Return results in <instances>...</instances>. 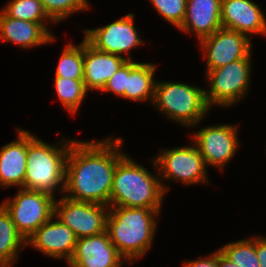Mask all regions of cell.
<instances>
[{
  "label": "cell",
  "instance_id": "6da1fadb",
  "mask_svg": "<svg viewBox=\"0 0 266 267\" xmlns=\"http://www.w3.org/2000/svg\"><path fill=\"white\" fill-rule=\"evenodd\" d=\"M122 143L121 138L74 141L66 160L65 197L110 207L115 168L125 155Z\"/></svg>",
  "mask_w": 266,
  "mask_h": 267
},
{
  "label": "cell",
  "instance_id": "ba28073f",
  "mask_svg": "<svg viewBox=\"0 0 266 267\" xmlns=\"http://www.w3.org/2000/svg\"><path fill=\"white\" fill-rule=\"evenodd\" d=\"M152 161L154 167H158L157 176L163 177L162 180H178L186 185L208 182L206 164L194 145L162 149Z\"/></svg>",
  "mask_w": 266,
  "mask_h": 267
},
{
  "label": "cell",
  "instance_id": "ffe728a7",
  "mask_svg": "<svg viewBox=\"0 0 266 267\" xmlns=\"http://www.w3.org/2000/svg\"><path fill=\"white\" fill-rule=\"evenodd\" d=\"M156 65L152 63H137L130 60V73L122 98L133 101L151 100L153 103L155 84L154 73Z\"/></svg>",
  "mask_w": 266,
  "mask_h": 267
},
{
  "label": "cell",
  "instance_id": "ac0fdd59",
  "mask_svg": "<svg viewBox=\"0 0 266 267\" xmlns=\"http://www.w3.org/2000/svg\"><path fill=\"white\" fill-rule=\"evenodd\" d=\"M48 23H33L26 20L8 17L0 12V40L20 45L22 49L51 43L55 40Z\"/></svg>",
  "mask_w": 266,
  "mask_h": 267
},
{
  "label": "cell",
  "instance_id": "52a82bcc",
  "mask_svg": "<svg viewBox=\"0 0 266 267\" xmlns=\"http://www.w3.org/2000/svg\"><path fill=\"white\" fill-rule=\"evenodd\" d=\"M251 58L230 62L227 65L206 71L210 89L205 90L208 106H232L246 96L251 77Z\"/></svg>",
  "mask_w": 266,
  "mask_h": 267
},
{
  "label": "cell",
  "instance_id": "30bf717a",
  "mask_svg": "<svg viewBox=\"0 0 266 267\" xmlns=\"http://www.w3.org/2000/svg\"><path fill=\"white\" fill-rule=\"evenodd\" d=\"M133 22L134 14H127L104 27L84 30V38L97 50L121 57L128 53L130 61L129 51L143 42Z\"/></svg>",
  "mask_w": 266,
  "mask_h": 267
},
{
  "label": "cell",
  "instance_id": "7402d4cb",
  "mask_svg": "<svg viewBox=\"0 0 266 267\" xmlns=\"http://www.w3.org/2000/svg\"><path fill=\"white\" fill-rule=\"evenodd\" d=\"M55 89L61 104L72 115L76 114L88 91L83 80L61 77H55Z\"/></svg>",
  "mask_w": 266,
  "mask_h": 267
},
{
  "label": "cell",
  "instance_id": "2e32d148",
  "mask_svg": "<svg viewBox=\"0 0 266 267\" xmlns=\"http://www.w3.org/2000/svg\"><path fill=\"white\" fill-rule=\"evenodd\" d=\"M127 57L97 50L83 40V82L86 89L102 90L108 80L124 65Z\"/></svg>",
  "mask_w": 266,
  "mask_h": 267
},
{
  "label": "cell",
  "instance_id": "3957f363",
  "mask_svg": "<svg viewBox=\"0 0 266 267\" xmlns=\"http://www.w3.org/2000/svg\"><path fill=\"white\" fill-rule=\"evenodd\" d=\"M161 181V178L125 154L115 168L110 206L139 207L161 212L162 199L169 190Z\"/></svg>",
  "mask_w": 266,
  "mask_h": 267
},
{
  "label": "cell",
  "instance_id": "603a6c76",
  "mask_svg": "<svg viewBox=\"0 0 266 267\" xmlns=\"http://www.w3.org/2000/svg\"><path fill=\"white\" fill-rule=\"evenodd\" d=\"M83 41L79 45L67 44L59 59L55 77L83 80Z\"/></svg>",
  "mask_w": 266,
  "mask_h": 267
},
{
  "label": "cell",
  "instance_id": "e0dca14e",
  "mask_svg": "<svg viewBox=\"0 0 266 267\" xmlns=\"http://www.w3.org/2000/svg\"><path fill=\"white\" fill-rule=\"evenodd\" d=\"M220 28L221 0H187L185 18L178 30L194 32L201 40Z\"/></svg>",
  "mask_w": 266,
  "mask_h": 267
},
{
  "label": "cell",
  "instance_id": "4fadbf2b",
  "mask_svg": "<svg viewBox=\"0 0 266 267\" xmlns=\"http://www.w3.org/2000/svg\"><path fill=\"white\" fill-rule=\"evenodd\" d=\"M121 258L124 259L105 231L77 239L68 265L69 267H122L126 260Z\"/></svg>",
  "mask_w": 266,
  "mask_h": 267
},
{
  "label": "cell",
  "instance_id": "cb8c5ba5",
  "mask_svg": "<svg viewBox=\"0 0 266 267\" xmlns=\"http://www.w3.org/2000/svg\"><path fill=\"white\" fill-rule=\"evenodd\" d=\"M8 17L33 23H45L50 20L40 0H10L2 10Z\"/></svg>",
  "mask_w": 266,
  "mask_h": 267
},
{
  "label": "cell",
  "instance_id": "5b68a950",
  "mask_svg": "<svg viewBox=\"0 0 266 267\" xmlns=\"http://www.w3.org/2000/svg\"><path fill=\"white\" fill-rule=\"evenodd\" d=\"M153 103L165 116L185 127H195L210 109L205 90L183 82H156Z\"/></svg>",
  "mask_w": 266,
  "mask_h": 267
},
{
  "label": "cell",
  "instance_id": "d6986e66",
  "mask_svg": "<svg viewBox=\"0 0 266 267\" xmlns=\"http://www.w3.org/2000/svg\"><path fill=\"white\" fill-rule=\"evenodd\" d=\"M18 138L0 148V185L24 188L27 166V130L17 129Z\"/></svg>",
  "mask_w": 266,
  "mask_h": 267
},
{
  "label": "cell",
  "instance_id": "8fae6325",
  "mask_svg": "<svg viewBox=\"0 0 266 267\" xmlns=\"http://www.w3.org/2000/svg\"><path fill=\"white\" fill-rule=\"evenodd\" d=\"M207 70L229 64L245 57H251V39L237 31L220 28L214 34L200 41Z\"/></svg>",
  "mask_w": 266,
  "mask_h": 267
},
{
  "label": "cell",
  "instance_id": "7c38bea8",
  "mask_svg": "<svg viewBox=\"0 0 266 267\" xmlns=\"http://www.w3.org/2000/svg\"><path fill=\"white\" fill-rule=\"evenodd\" d=\"M237 127L232 124L207 126L193 137L194 145L207 166L222 168L231 160L238 147Z\"/></svg>",
  "mask_w": 266,
  "mask_h": 267
},
{
  "label": "cell",
  "instance_id": "9c48e42d",
  "mask_svg": "<svg viewBox=\"0 0 266 267\" xmlns=\"http://www.w3.org/2000/svg\"><path fill=\"white\" fill-rule=\"evenodd\" d=\"M108 212L109 206L74 201L65 196L54 203V217L67 225L77 239L105 232Z\"/></svg>",
  "mask_w": 266,
  "mask_h": 267
},
{
  "label": "cell",
  "instance_id": "f1b7e54d",
  "mask_svg": "<svg viewBox=\"0 0 266 267\" xmlns=\"http://www.w3.org/2000/svg\"><path fill=\"white\" fill-rule=\"evenodd\" d=\"M184 267H218V251L211 253L209 257L184 262Z\"/></svg>",
  "mask_w": 266,
  "mask_h": 267
},
{
  "label": "cell",
  "instance_id": "4dcf8cb0",
  "mask_svg": "<svg viewBox=\"0 0 266 267\" xmlns=\"http://www.w3.org/2000/svg\"><path fill=\"white\" fill-rule=\"evenodd\" d=\"M218 267H239L218 249Z\"/></svg>",
  "mask_w": 266,
  "mask_h": 267
},
{
  "label": "cell",
  "instance_id": "d4e9b609",
  "mask_svg": "<svg viewBox=\"0 0 266 267\" xmlns=\"http://www.w3.org/2000/svg\"><path fill=\"white\" fill-rule=\"evenodd\" d=\"M219 250L239 267H260L256 254V237L228 243Z\"/></svg>",
  "mask_w": 266,
  "mask_h": 267
},
{
  "label": "cell",
  "instance_id": "44dd1931",
  "mask_svg": "<svg viewBox=\"0 0 266 267\" xmlns=\"http://www.w3.org/2000/svg\"><path fill=\"white\" fill-rule=\"evenodd\" d=\"M26 241L16 230L10 214L0 205V267H11L18 260V249Z\"/></svg>",
  "mask_w": 266,
  "mask_h": 267
},
{
  "label": "cell",
  "instance_id": "f546056e",
  "mask_svg": "<svg viewBox=\"0 0 266 267\" xmlns=\"http://www.w3.org/2000/svg\"><path fill=\"white\" fill-rule=\"evenodd\" d=\"M256 254L260 262V267H266V238L256 237Z\"/></svg>",
  "mask_w": 266,
  "mask_h": 267
},
{
  "label": "cell",
  "instance_id": "9a60e30c",
  "mask_svg": "<svg viewBox=\"0 0 266 267\" xmlns=\"http://www.w3.org/2000/svg\"><path fill=\"white\" fill-rule=\"evenodd\" d=\"M221 25L247 37L266 35V17L252 0H221Z\"/></svg>",
  "mask_w": 266,
  "mask_h": 267
},
{
  "label": "cell",
  "instance_id": "83f0119b",
  "mask_svg": "<svg viewBox=\"0 0 266 267\" xmlns=\"http://www.w3.org/2000/svg\"><path fill=\"white\" fill-rule=\"evenodd\" d=\"M129 73L130 61L127 60L124 65L108 80L101 92H113L118 95V97H122L125 92Z\"/></svg>",
  "mask_w": 266,
  "mask_h": 267
},
{
  "label": "cell",
  "instance_id": "5bb4252c",
  "mask_svg": "<svg viewBox=\"0 0 266 267\" xmlns=\"http://www.w3.org/2000/svg\"><path fill=\"white\" fill-rule=\"evenodd\" d=\"M53 218L54 216L41 225L26 241V245H32L49 257L66 258L69 262L75 250L77 237L67 225L56 217L57 221H52Z\"/></svg>",
  "mask_w": 266,
  "mask_h": 267
},
{
  "label": "cell",
  "instance_id": "277c9868",
  "mask_svg": "<svg viewBox=\"0 0 266 267\" xmlns=\"http://www.w3.org/2000/svg\"><path fill=\"white\" fill-rule=\"evenodd\" d=\"M74 141L75 139H62V143H59L57 147L55 144L43 142L27 131V166L24 188L46 192L52 196L56 189H61L63 193L66 160Z\"/></svg>",
  "mask_w": 266,
  "mask_h": 267
},
{
  "label": "cell",
  "instance_id": "8992f818",
  "mask_svg": "<svg viewBox=\"0 0 266 267\" xmlns=\"http://www.w3.org/2000/svg\"><path fill=\"white\" fill-rule=\"evenodd\" d=\"M11 199L4 200L1 205L10 214L16 230L25 241L54 216L55 196L49 193L20 188Z\"/></svg>",
  "mask_w": 266,
  "mask_h": 267
},
{
  "label": "cell",
  "instance_id": "484cf974",
  "mask_svg": "<svg viewBox=\"0 0 266 267\" xmlns=\"http://www.w3.org/2000/svg\"><path fill=\"white\" fill-rule=\"evenodd\" d=\"M47 15L56 23L89 8L87 0H40Z\"/></svg>",
  "mask_w": 266,
  "mask_h": 267
},
{
  "label": "cell",
  "instance_id": "4316f807",
  "mask_svg": "<svg viewBox=\"0 0 266 267\" xmlns=\"http://www.w3.org/2000/svg\"><path fill=\"white\" fill-rule=\"evenodd\" d=\"M154 9L171 25L179 28L186 14L187 0H150Z\"/></svg>",
  "mask_w": 266,
  "mask_h": 267
},
{
  "label": "cell",
  "instance_id": "7a4b0ae2",
  "mask_svg": "<svg viewBox=\"0 0 266 267\" xmlns=\"http://www.w3.org/2000/svg\"><path fill=\"white\" fill-rule=\"evenodd\" d=\"M158 214L159 211L154 209L109 207L106 231L126 262L133 263L151 248L157 225L155 215Z\"/></svg>",
  "mask_w": 266,
  "mask_h": 267
}]
</instances>
